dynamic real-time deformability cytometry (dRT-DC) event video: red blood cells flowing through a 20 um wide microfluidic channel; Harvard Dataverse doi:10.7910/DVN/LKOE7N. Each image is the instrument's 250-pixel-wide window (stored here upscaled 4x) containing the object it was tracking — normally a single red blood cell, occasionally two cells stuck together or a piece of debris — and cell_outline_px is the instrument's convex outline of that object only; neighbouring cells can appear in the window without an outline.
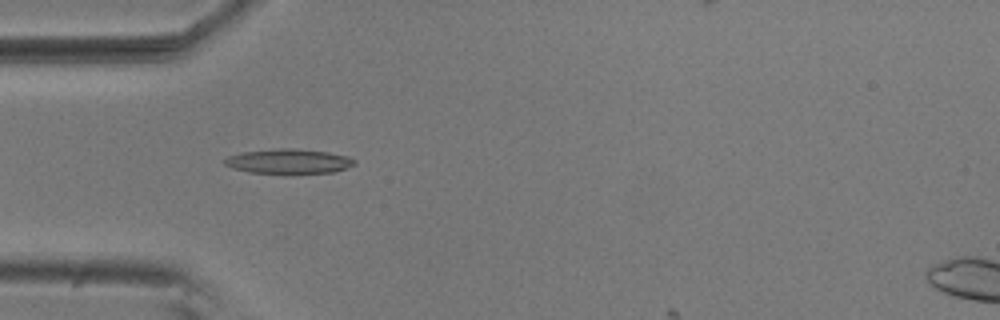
{"species": "common noctule bat (a hibernating species)", "species_latin": "Nyctalus noctula", "temperature_condition": "room temperature", "stored_images_in_passage": 35, "camera_frame_rate_fps": 3000, "um_per_image_px": 0.085, "animal": {"sex": "male", "body_mass_g": 20.5, "forearm_length_mm": 52.5}, "frame": {"image": 1, "passage_image": 4, "time_ms": 1.0, "image_size_px": [1000, 320], "cell_outline_px": [[356, 164], [332, 172], [288, 176], [248, 172], [232, 168], [224, 164], [224, 160], [228, 156], [244, 152], [280, 148], [292, 148], [328, 152], [348, 156], [356, 160]], "centroid_in_image_um": [24.54, 13.75], "position_along_channel_um": 60.5, "area_um2": 19.36}}
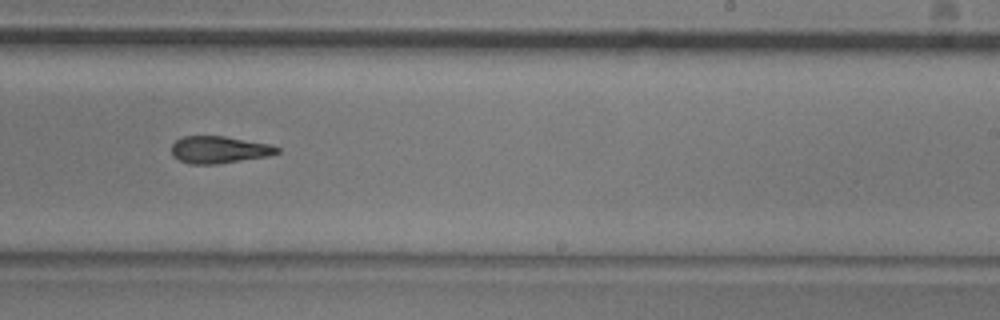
{"frame": {"image": 2, "passage_image": 21, "time_ms": 6.667, "image_size_px": [1000, 320], "cell_outline_px": [[280, 152], [268, 156], [216, 164], [188, 164], [172, 156], [172, 144], [176, 140], [184, 136], [224, 136], [272, 144], [280, 148]], "centroid_in_image_um": [18.64, 12.72], "position_along_channel_um": 270.4, "area_um2": 16.76}}
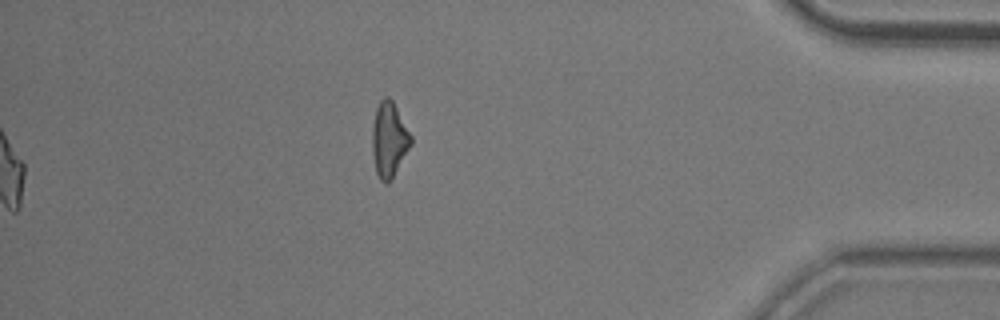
{"frame": {"image": 3, "passage_image": 35, "time_ms": 11.333, "image_size_px": [1000, 320], "cell_outline_px": [[412, 144], [388, 184], [384, 184], [380, 180], [376, 172], [372, 152], [372, 128], [376, 108], [380, 100], [384, 96], [388, 96], [392, 100], [412, 136]], "centroid_in_image_um": [33.06, 11.87], "position_along_channel_um": 402.1, "area_um2": 16.88}, "authors_computed_cell_mechanics": {"area_um2": 17.34, "velocity_mm_per_s": 3.7248, "shape_relaxation_time_tau1_ms": null, "shape_relaxation_time_tau2_ms": 4.4731, "deformation_change_tau1": null, "deformation_change_tau2": 0.1455}}